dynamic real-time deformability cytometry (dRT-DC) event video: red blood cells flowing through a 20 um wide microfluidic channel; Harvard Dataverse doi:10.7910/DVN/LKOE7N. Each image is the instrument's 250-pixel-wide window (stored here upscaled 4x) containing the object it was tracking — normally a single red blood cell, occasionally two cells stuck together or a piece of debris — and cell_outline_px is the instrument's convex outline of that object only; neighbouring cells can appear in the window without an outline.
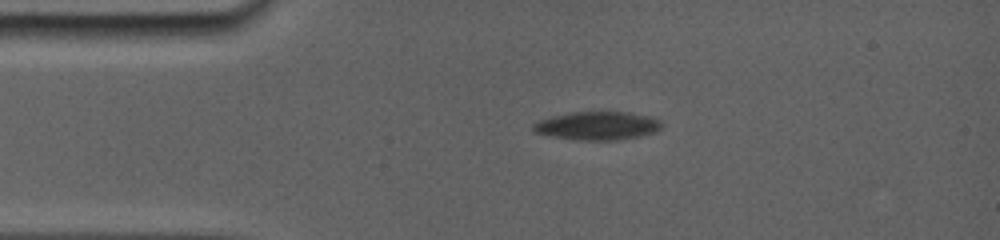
{"species": "common noctule bat (a hibernating species)", "species_latin": "Nyctalus noctula", "temperature_condition": "room temperature", "stored_images_in_passage": 8, "camera_frame_rate_fps": 5000, "um_per_image_px": 0.085, "animal": {"sex": "female", "body_mass_g": 19.0, "forearm_length_mm": 56.7}, "frame": {"image": 1, "passage_image": 4, "time_ms": 3.0, "image_size_px": [1000, 240], "cell_outline_px": [[660, 128], [648, 132], [624, 136], [564, 136], [540, 132], [532, 128], [532, 124], [540, 120], [556, 116], [576, 112], [624, 112], [644, 116], [656, 120], [660, 124]], "centroid_in_image_um": [50.72, 10.58], "position_along_channel_um": 34.3, "area_um2": 17.98}}
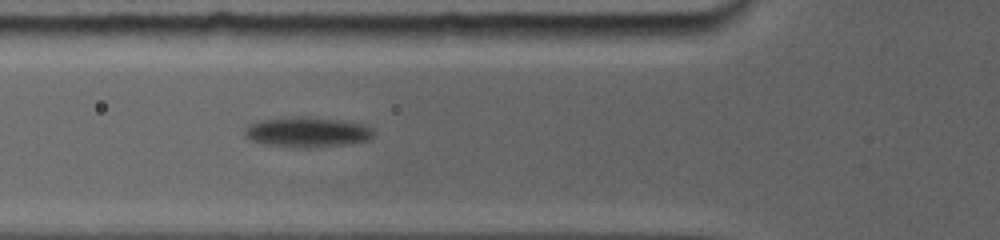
{"frame": {"image": 2, "passage_image": 7, "time_ms": 5.8, "image_size_px": [1000, 240], "cell_outline_px": [[372, 132], [364, 140], [336, 144], [280, 144], [252, 140], [248, 136], [248, 128], [252, 124], [260, 120], [340, 120], [360, 124], [368, 128]], "centroid_in_image_um": [26.14, 11.21], "position_along_channel_um": 99.7, "area_um2": 18.84}}
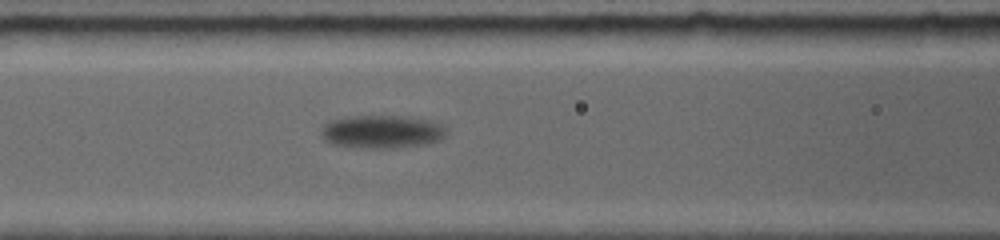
{"frame": {"image": 3, "passage_image": 8, "time_ms": 6.8, "image_size_px": [1000, 240], "cell_outline_px": [[440, 136], [432, 140], [404, 144], [344, 144], [328, 140], [324, 136], [324, 128], [332, 120], [352, 116], [392, 116], [424, 120], [436, 124], [440, 128]], "centroid_in_image_um": [32.33, 11.09], "position_along_channel_um": 134.3, "area_um2": 20.29}}